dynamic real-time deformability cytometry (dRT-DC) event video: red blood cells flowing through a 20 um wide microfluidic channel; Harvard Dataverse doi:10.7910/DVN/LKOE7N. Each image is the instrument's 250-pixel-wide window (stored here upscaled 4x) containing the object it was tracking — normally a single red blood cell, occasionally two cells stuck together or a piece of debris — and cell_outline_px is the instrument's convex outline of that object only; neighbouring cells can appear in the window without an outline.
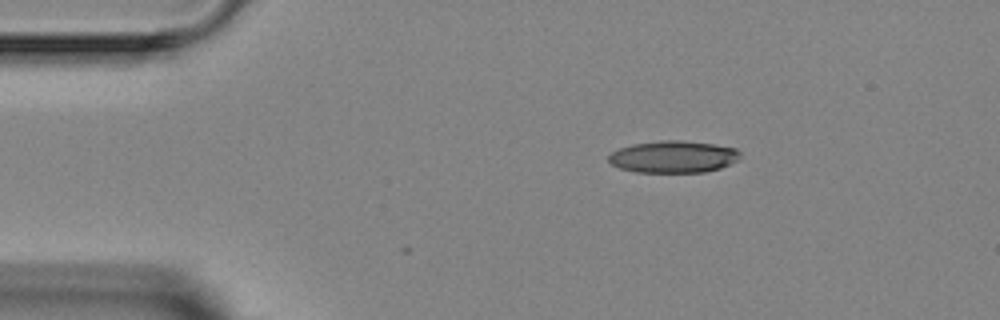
{"species": "Egyptian fruit bat (a non-hibernating species)", "species_latin": "Rousettus aegyptiacus", "temperature_condition": "room temperature", "stored_images_in_passage": 3, "camera_frame_rate_fps": 3000, "um_per_image_px": 0.085, "animal": {"sex": "female"}, "frame": {"image": 1, "passage_image": 1, "time_ms": 0.0, "image_size_px": [1000, 320], "cell_outline_px": [[740, 156], [736, 160], [720, 168], [704, 172], [636, 172], [620, 168], [612, 164], [608, 160], [608, 156], [612, 152], [620, 148], [632, 144], [664, 140], [680, 140], [716, 144], [736, 148], [740, 152]], "centroid_in_image_um": [57.23, 13.32], "position_along_channel_um": 27.8, "area_um2": 24.45}}
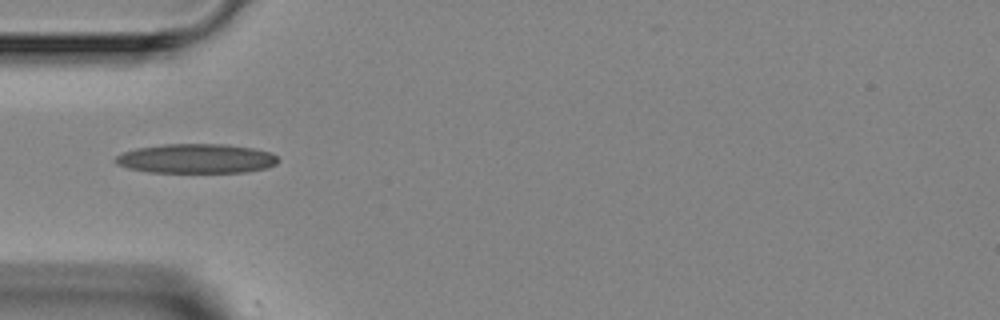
{"frame": {"image": 2, "passage_image": 3, "time_ms": 2.333, "image_size_px": [1000, 320], "cell_outline_px": [[280, 160], [276, 164], [268, 168], [244, 172], [148, 172], [128, 168], [116, 164], [112, 160], [116, 156], [124, 152], [136, 148], [164, 144], [228, 144], [252, 148], [272, 152]], "centroid_in_image_um": [16.69, 13.48], "position_along_channel_um": 68.3, "area_um2": 28.09}}